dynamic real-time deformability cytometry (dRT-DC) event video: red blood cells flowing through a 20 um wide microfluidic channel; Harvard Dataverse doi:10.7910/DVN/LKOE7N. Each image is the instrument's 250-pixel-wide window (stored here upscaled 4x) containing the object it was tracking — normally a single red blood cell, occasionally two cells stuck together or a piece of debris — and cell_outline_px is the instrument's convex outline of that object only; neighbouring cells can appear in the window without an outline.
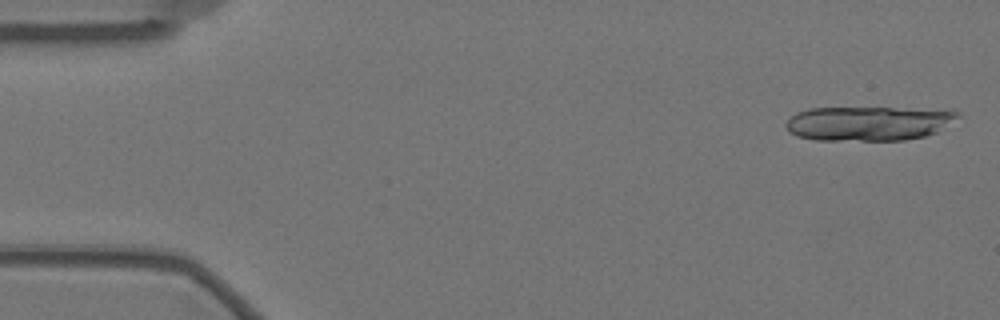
{"species": "Egyptian fruit bat (a non-hibernating species)", "species_latin": "Rousettus aegyptiacus", "temperature_condition": "warm", "stored_images_in_passage": 15, "camera_frame_rate_fps": 3000, "um_per_image_px": 0.085, "animal": {"sex": "female"}, "frame": {"image": 1, "passage_image": 1, "time_ms": 0.0, "image_size_px": [1000, 320], "cell_outline_px": [[960, 116], [936, 132], [924, 136], [904, 140], [816, 140], [796, 136], [788, 132], [784, 124], [796, 112], [808, 108], [952, 108], [960, 112]], "centroid_in_image_um": [73.86, 10.47], "position_along_channel_um": 11.1, "area_um2": 34.97}}